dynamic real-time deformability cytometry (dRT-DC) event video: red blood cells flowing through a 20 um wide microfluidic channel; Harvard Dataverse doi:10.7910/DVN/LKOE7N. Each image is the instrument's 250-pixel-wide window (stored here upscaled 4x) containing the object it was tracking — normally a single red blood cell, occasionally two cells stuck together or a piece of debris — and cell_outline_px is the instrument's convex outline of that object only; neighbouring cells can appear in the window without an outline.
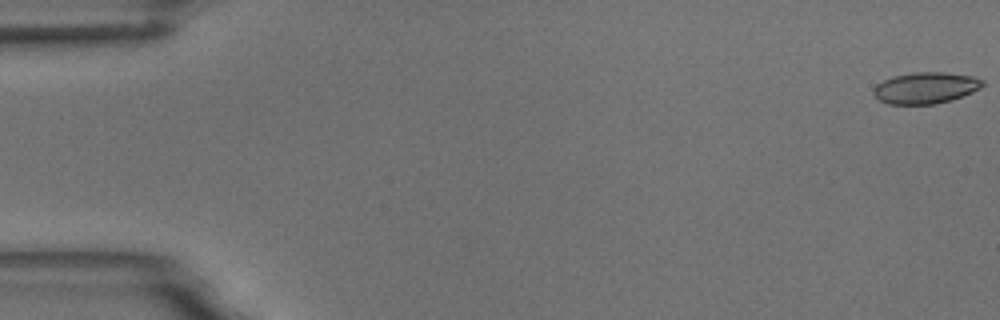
{"species": "common noctule bat (a hibernating species)", "species_latin": "Nyctalus noctula", "temperature_condition": "room temperature", "stored_images_in_passage": 6, "camera_frame_rate_fps": 3000, "um_per_image_px": 0.085, "animal": {"sex": "male", "body_mass_g": 18.8}, "frame": {"image": 1, "passage_image": 1, "time_ms": 0.0, "image_size_px": [1000, 320], "cell_outline_px": [[984, 84], [980, 88], [972, 92], [952, 100], [936, 104], [888, 104], [880, 100], [872, 92], [876, 84], [892, 76], [912, 72], [944, 72], [972, 76], [984, 80]], "centroid_in_image_um": [78.68, 7.46], "position_along_channel_um": 6.3, "area_um2": 20.0}}
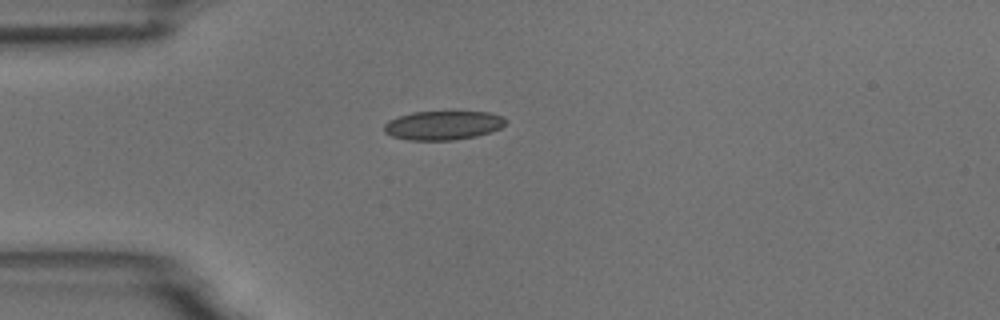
{"frame": {"image": 2, "passage_image": 5, "time_ms": 4.667, "image_size_px": [1000, 320], "cell_outline_px": [[508, 120], [500, 128], [492, 132], [476, 136], [452, 140], [408, 140], [392, 136], [384, 132], [384, 124], [388, 120], [412, 112], [488, 112], [500, 116]], "centroid_in_image_um": [37.65, 10.66], "position_along_channel_um": 47.4, "area_um2": 20.46}}